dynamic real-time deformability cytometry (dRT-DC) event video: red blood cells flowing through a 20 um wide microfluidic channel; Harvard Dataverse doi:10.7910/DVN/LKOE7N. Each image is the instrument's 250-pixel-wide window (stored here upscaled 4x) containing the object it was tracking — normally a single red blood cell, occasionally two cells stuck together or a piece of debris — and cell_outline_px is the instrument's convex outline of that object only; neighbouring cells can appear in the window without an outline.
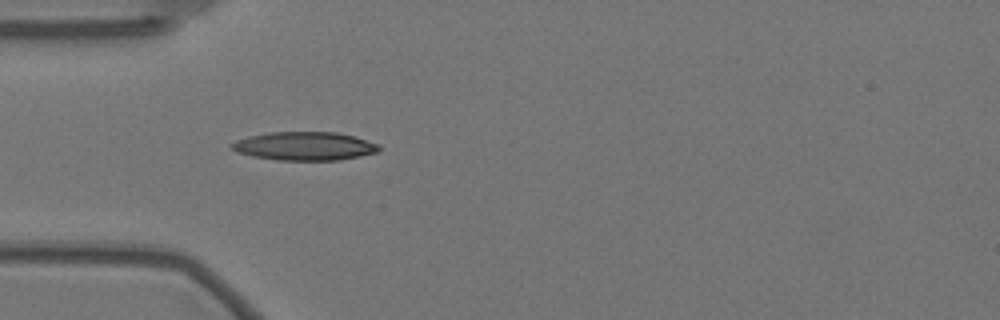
{"species": "Egyptian fruit bat (a non-hibernating species)", "species_latin": "Rousettus aegyptiacus", "temperature_condition": "warm", "stored_images_in_passage": 55, "camera_frame_rate_fps": 3000, "um_per_image_px": 0.085, "animal": {"sex": "female"}, "frame": {"image": 1, "passage_image": 15, "time_ms": 4.667, "image_size_px": [1000, 320], "cell_outline_px": [[380, 148], [376, 152], [360, 156], [340, 160], [276, 160], [252, 156], [236, 152], [228, 144], [236, 140], [248, 136], [268, 132], [336, 132], [352, 136], [380, 144]], "centroid_in_image_um": [25.85, 12.42], "position_along_channel_um": 59.2, "area_um2": 24.51}}
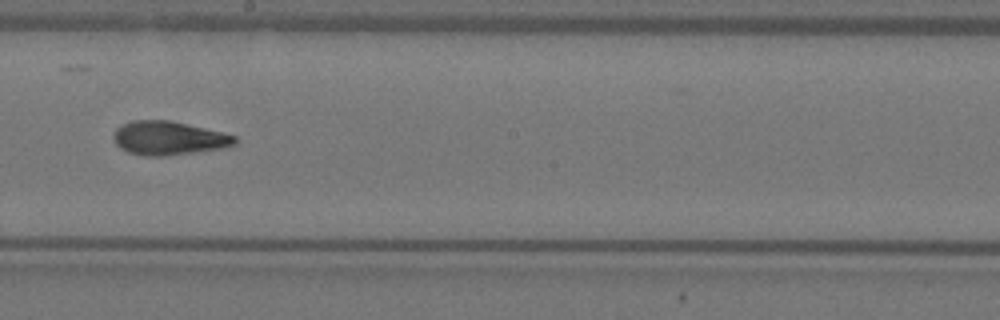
{"frame": {"image": 2, "passage_image": 30, "time_ms": 9.667, "image_size_px": [1000, 320], "cell_outline_px": [[236, 144], [220, 148], [164, 156], [144, 156], [128, 152], [120, 148], [116, 144], [112, 136], [116, 128], [132, 120], [168, 120], [204, 128], [236, 136]], "centroid_in_image_um": [14.28, 11.74], "position_along_channel_um": 233.9, "area_um2": 23.52}}
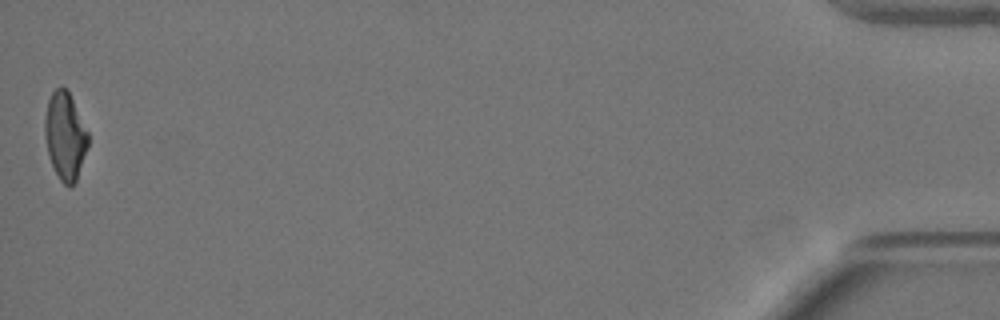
{"frame": {"image": 3, "passage_image": 55, "time_ms": 18.0, "image_size_px": [1000, 320], "cell_outline_px": [[88, 144], [76, 180], [68, 188], [60, 180], [52, 164], [48, 152], [44, 136], [44, 120], [48, 100], [52, 92], [56, 88], [68, 88], [88, 132]], "centroid_in_image_um": [5.52, 11.52], "position_along_channel_um": 429.7, "area_um2": 21.91}, "authors_computed_cell_mechanics": {"area_um2": 23.1778, "velocity_mm_per_s": 3.5273, "shape_relaxation_time_tau1_ms": null, "shape_relaxation_time_tau2_ms": 1.8467, "deformation_change_tau1": null, "deformation_change_tau2": 0.0928}}